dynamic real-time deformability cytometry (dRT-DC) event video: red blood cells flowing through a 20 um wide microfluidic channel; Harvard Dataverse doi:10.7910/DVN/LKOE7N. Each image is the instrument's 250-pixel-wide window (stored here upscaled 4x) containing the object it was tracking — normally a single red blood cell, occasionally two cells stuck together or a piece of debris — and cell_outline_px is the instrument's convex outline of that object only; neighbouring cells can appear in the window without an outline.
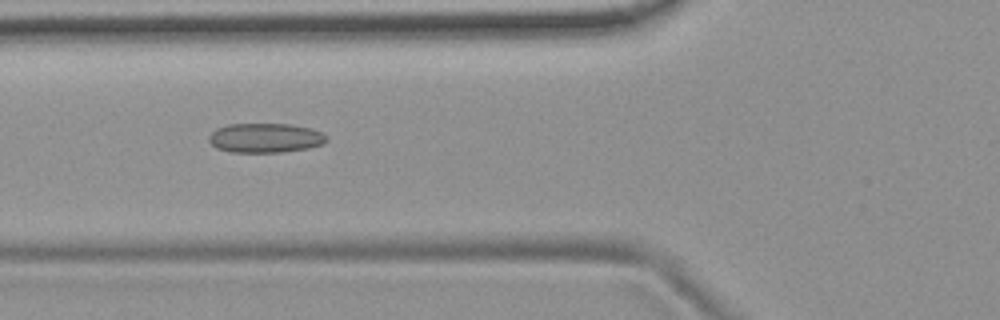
{"species": "common noctule bat (a hibernating species)", "species_latin": "Nyctalus noctula", "temperature_condition": "room temperature", "stored_images_in_passage": 53, "camera_frame_rate_fps": 3000, "um_per_image_px": 0.085, "animal": {"sex": "female", "body_mass_g": 19.9}, "frame": {"image": 1, "passage_image": 20, "time_ms": 6.333, "image_size_px": [1000, 320], "cell_outline_px": [[328, 140], [324, 144], [308, 148], [284, 152], [232, 152], [216, 148], [208, 140], [208, 136], [216, 128], [228, 124], [292, 124], [312, 128], [328, 136]], "centroid_in_image_um": [22.57, 11.72], "position_along_channel_um": 103.2, "area_um2": 20.4}}
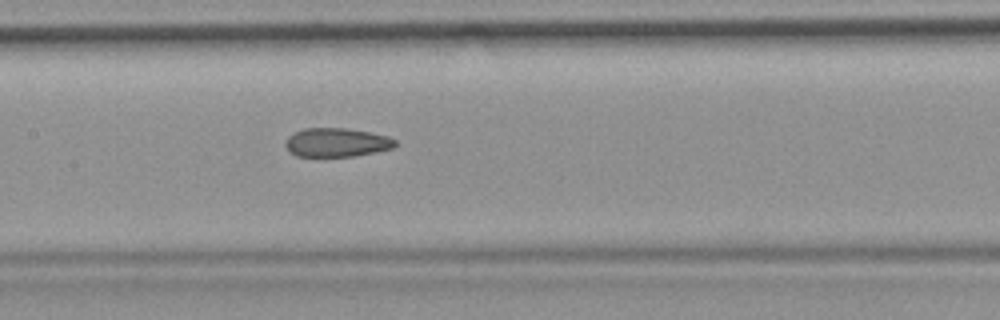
{"frame": {"image": 2, "passage_image": 26, "time_ms": 8.333, "image_size_px": [1000, 320], "cell_outline_px": [[396, 144], [392, 148], [376, 152], [352, 156], [296, 156], [288, 152], [284, 144], [288, 136], [304, 128], [344, 128], [368, 132], [388, 136], [396, 140]], "centroid_in_image_um": [28.58, 12.11], "position_along_channel_um": 178.8, "area_um2": 18.38}}
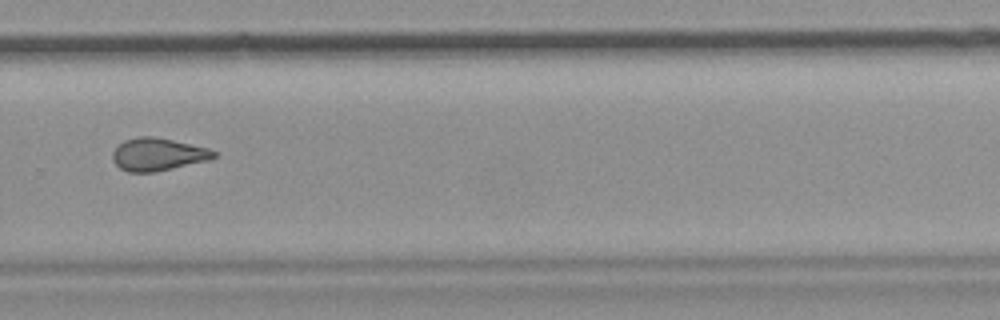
{"frame": {"image": 3, "passage_image": 37, "time_ms": 12.0, "image_size_px": [1000, 320], "cell_outline_px": [[216, 156], [208, 160], [156, 172], [128, 172], [120, 168], [112, 160], [112, 152], [124, 140], [140, 136], [156, 136], [208, 148], [216, 152]], "centroid_in_image_um": [13.4, 13.12], "position_along_channel_um": 316.4, "area_um2": 19.25}, "authors_computed_cell_mechanics": {"area_um2": 19.7098, "velocity_mm_per_s": 3.7622, "shape_relaxation_time_tau1_ms": null, "shape_relaxation_time_tau2_ms": 2.5078, "deformation_change_tau1": null, "deformation_change_tau2": 0.1069}}